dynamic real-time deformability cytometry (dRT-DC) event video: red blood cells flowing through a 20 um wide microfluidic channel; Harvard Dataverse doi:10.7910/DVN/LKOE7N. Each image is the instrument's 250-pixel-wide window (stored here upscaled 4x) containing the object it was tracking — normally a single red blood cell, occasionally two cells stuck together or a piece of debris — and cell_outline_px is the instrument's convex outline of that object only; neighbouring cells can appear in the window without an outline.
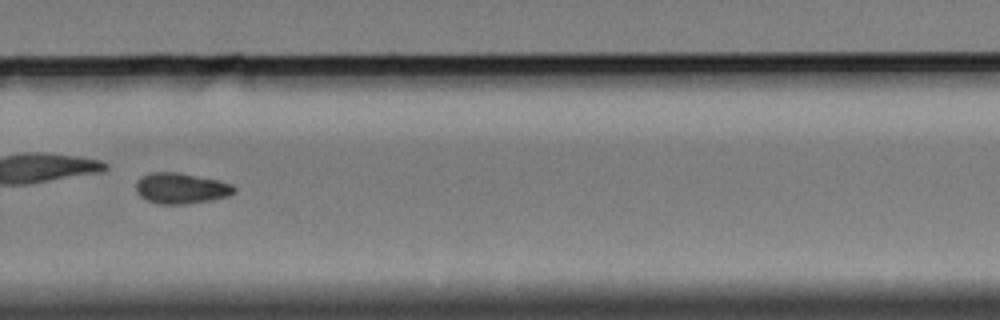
{"species": "Egyptian fruit bat (a non-hibernating species)", "species_latin": "Rousettus aegyptiacus", "temperature_condition": "cold", "stored_images_in_passage": 43, "camera_frame_rate_fps": 3000, "um_per_image_px": 0.085, "animal": {"sex": "female"}, "frame": {"image": 1, "passage_image": 25, "time_ms": 8.0, "image_size_px": [1000, 320], "cell_outline_px": [[236, 192], [228, 196], [188, 204], [156, 204], [140, 196], [136, 192], [136, 180], [140, 176], [148, 172], [180, 172], [220, 180], [232, 184], [236, 188]], "centroid_in_image_um": [15.37, 15.99], "position_along_channel_um": 314.4, "area_um2": 17.92}}
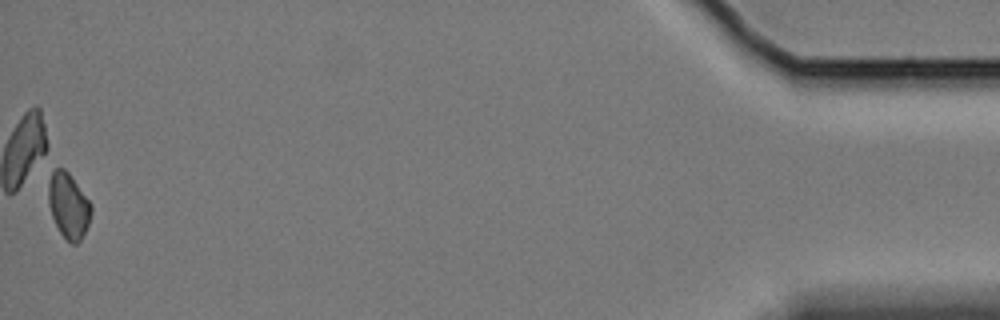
{"frame": {"image": 2, "passage_image": 43, "time_ms": 14.0, "image_size_px": [1000, 320], "cell_outline_px": [[92, 212], [88, 224], [80, 240], [76, 244], [72, 244], [60, 232], [52, 216], [48, 204], [48, 184], [52, 172], [56, 168], [64, 168], [68, 172], [92, 204]], "centroid_in_image_um": [5.82, 17.46], "position_along_channel_um": 429.4, "area_um2": 16.13}, "authors_computed_cell_mechanics": {"area_um2": 17.34, "velocity_mm_per_s": 3.3418, "shape_relaxation_time_tau1_ms": null, "shape_relaxation_time_tau2_ms": 7.36, "deformation_change_tau1": null, "deformation_change_tau2": 0.0587}}